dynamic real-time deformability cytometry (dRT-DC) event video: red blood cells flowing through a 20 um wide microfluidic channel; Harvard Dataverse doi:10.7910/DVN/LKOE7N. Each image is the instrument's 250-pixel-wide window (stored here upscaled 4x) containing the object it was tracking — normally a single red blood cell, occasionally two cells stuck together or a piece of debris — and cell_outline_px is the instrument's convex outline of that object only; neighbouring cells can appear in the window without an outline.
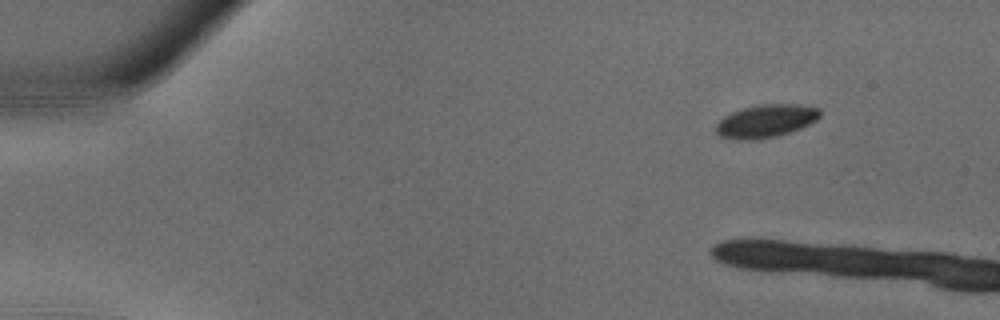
{"species": "common noctule bat (a hibernating species)", "species_latin": "Nyctalus noctula", "temperature_condition": "warm", "stored_images_in_passage": 3, "camera_frame_rate_fps": 3000, "um_per_image_px": 0.085, "animal": {"sex": "male", "body_mass_g": 18.8}, "frame": {"image": 1, "passage_image": 1, "time_ms": 0.0, "image_size_px": [1000, 320], "cell_outline_px": [[820, 116], [816, 120], [800, 128], [776, 136], [756, 140], [736, 140], [720, 136], [716, 132], [716, 124], [724, 116], [732, 112], [744, 108], [760, 104], [796, 104], [820, 108]], "centroid_in_image_um": [65.08, 10.29], "position_along_channel_um": 19.9, "area_um2": 19.88}}